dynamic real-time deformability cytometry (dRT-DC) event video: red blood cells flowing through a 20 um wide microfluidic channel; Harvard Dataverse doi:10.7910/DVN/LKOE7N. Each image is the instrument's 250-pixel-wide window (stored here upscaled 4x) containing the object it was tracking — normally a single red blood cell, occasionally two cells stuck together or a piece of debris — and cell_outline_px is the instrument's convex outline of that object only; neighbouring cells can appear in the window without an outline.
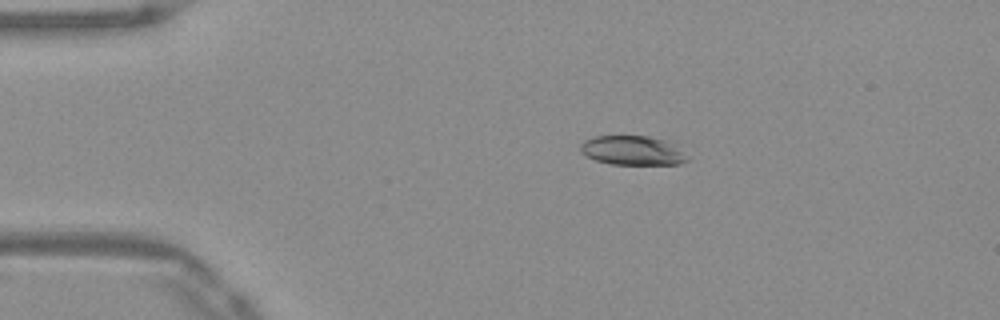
{"species": "Egyptian fruit bat (a non-hibernating species)", "species_latin": "Rousettus aegyptiacus", "temperature_condition": "warm", "stored_images_in_passage": 8, "camera_frame_rate_fps": 3000, "um_per_image_px": 0.085, "frame": {"image": 1, "passage_image": 6, "time_ms": 1.667, "image_size_px": [1000, 320], "cell_outline_px": [[688, 160], [680, 164], [612, 164], [596, 160], [580, 152], [580, 144], [584, 140], [596, 136], [648, 136], [664, 140], [688, 156]], "centroid_in_image_um": [53.72, 12.79], "position_along_channel_um": 31.3, "area_um2": 17.92}}